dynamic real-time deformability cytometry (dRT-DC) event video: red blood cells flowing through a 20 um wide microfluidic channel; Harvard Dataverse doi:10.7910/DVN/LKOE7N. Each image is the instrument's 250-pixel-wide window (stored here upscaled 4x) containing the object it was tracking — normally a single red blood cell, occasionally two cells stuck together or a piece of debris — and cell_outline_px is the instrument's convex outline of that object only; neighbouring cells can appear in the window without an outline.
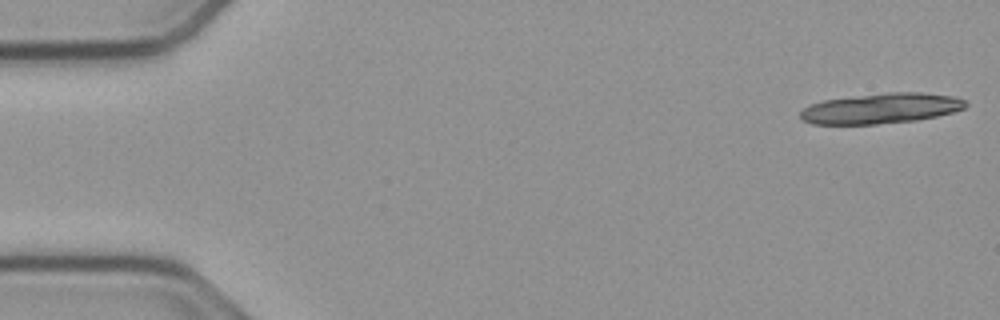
{"species": "common noctule bat (a hibernating species)", "species_latin": "Nyctalus noctula", "temperature_condition": "cold", "stored_images_in_passage": 11, "camera_frame_rate_fps": 3000, "um_per_image_px": 0.085, "animal": {"sex": "male", "body_mass_g": 23.1, "forearm_length_mm": 52.7}, "frame": {"image": 1, "passage_image": 1, "time_ms": 0.0, "image_size_px": [1000, 320], "cell_outline_px": [[968, 104], [964, 108], [952, 112], [936, 116], [916, 120], [876, 124], [812, 124], [804, 120], [800, 116], [800, 112], [804, 108], [812, 104], [824, 100], [888, 92], [920, 92], [952, 96], [964, 100]], "centroid_in_image_um": [74.89, 9.21], "position_along_channel_um": 10.1, "area_um2": 28.9}}